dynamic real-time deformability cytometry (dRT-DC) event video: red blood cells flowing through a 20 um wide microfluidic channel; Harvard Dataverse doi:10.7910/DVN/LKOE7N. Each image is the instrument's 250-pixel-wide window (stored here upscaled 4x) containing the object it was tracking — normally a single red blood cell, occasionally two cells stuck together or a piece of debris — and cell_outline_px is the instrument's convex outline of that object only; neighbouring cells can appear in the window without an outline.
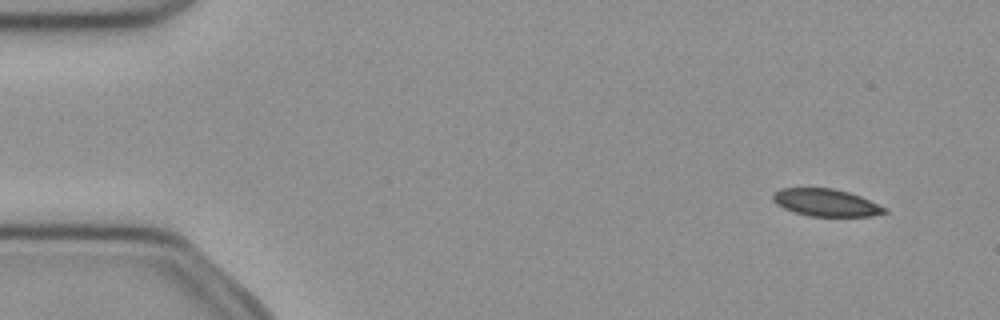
{"species": "common noctule bat (a hibernating species)", "species_latin": "Nyctalus noctula", "temperature_condition": "cold", "stored_images_in_passage": 51, "camera_frame_rate_fps": 3000, "um_per_image_px": 0.085, "animal": {"sex": "female", "body_mass_g": 21.9}, "frame": {"image": 1, "passage_image": 4, "time_ms": 1.0, "image_size_px": [1000, 320], "cell_outline_px": [[888, 212], [872, 216], [808, 216], [784, 208], [776, 204], [772, 200], [772, 192], [780, 188], [832, 188], [848, 192], [860, 196], [888, 208]], "centroid_in_image_um": [70.2, 17.22], "position_along_channel_um": 14.8, "area_um2": 17.86}}
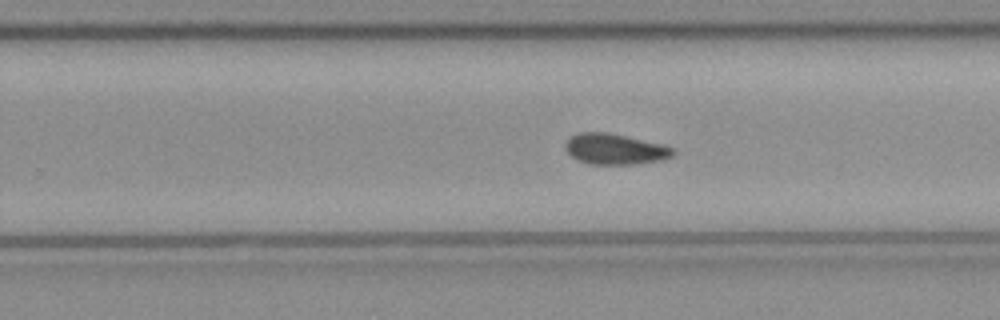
{"frame": {"image": 2, "passage_image": 32, "time_ms": 10.333, "image_size_px": [1000, 320], "cell_outline_px": [[676, 152], [672, 156], [664, 160], [632, 164], [588, 164], [572, 156], [564, 148], [564, 144], [576, 132], [608, 132], [660, 144], [676, 148]], "centroid_in_image_um": [52.28, 12.67], "position_along_channel_um": 277.5, "area_um2": 19.25}}
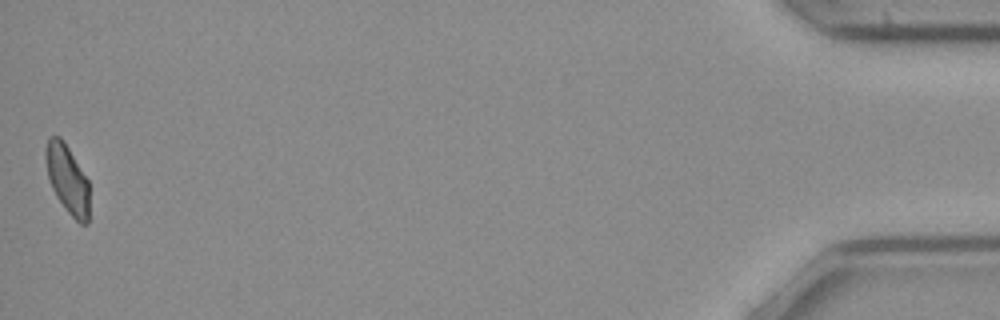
{"frame": {"image": 3, "passage_image": 51, "time_ms": 16.667, "image_size_px": [1000, 320], "cell_outline_px": [[88, 224], [80, 224], [64, 208], [56, 196], [52, 188], [48, 176], [44, 156], [44, 148], [48, 136], [60, 136], [64, 140], [88, 180]], "centroid_in_image_um": [5.7, 15.18], "position_along_channel_um": 429.5, "area_um2": 17.57}}